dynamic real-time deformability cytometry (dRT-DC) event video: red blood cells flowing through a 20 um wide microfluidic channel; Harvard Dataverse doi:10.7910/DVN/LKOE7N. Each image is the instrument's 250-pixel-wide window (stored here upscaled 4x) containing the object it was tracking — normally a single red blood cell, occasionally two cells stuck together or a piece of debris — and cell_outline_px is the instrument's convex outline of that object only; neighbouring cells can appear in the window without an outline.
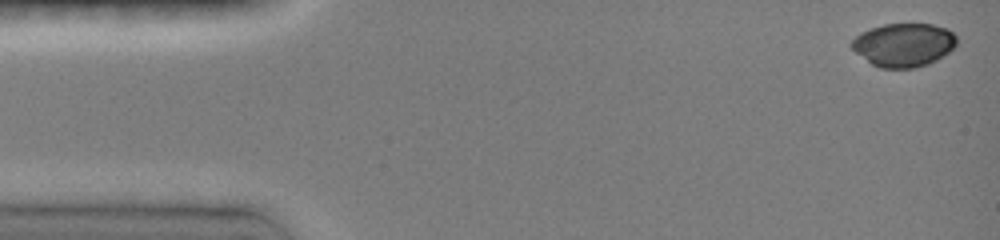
{"species": "common noctule bat (a hibernating species)", "species_latin": "Nyctalus noctula", "temperature_condition": "room temperature", "stored_images_in_passage": 8, "camera_frame_rate_fps": 3000, "um_per_image_px": 0.085, "animal": {"sex": "female", "body_mass_g": 19.0, "forearm_length_mm": 51.5}, "frame": {"image": 1, "passage_image": 1, "time_ms": 0.0, "image_size_px": [1000, 240], "cell_outline_px": [[956, 44], [948, 52], [936, 60], [928, 64], [916, 68], [880, 68], [872, 64], [856, 52], [848, 44], [860, 32], [884, 24], [932, 24], [948, 28], [956, 36]], "centroid_in_image_um": [76.81, 3.81], "position_along_channel_um": 8.2, "area_um2": 26.59}}
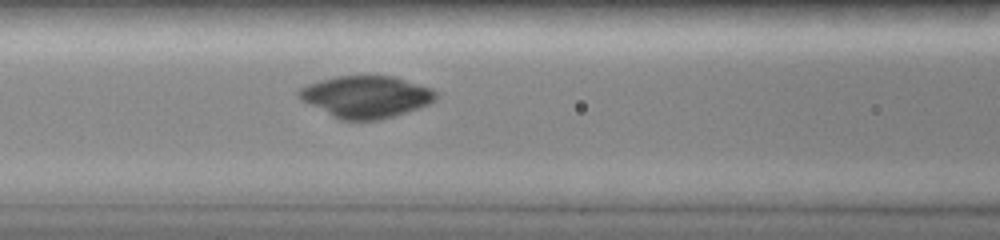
{"frame": {"image": 2, "passage_image": 8, "time_ms": 6.0, "image_size_px": [1000, 240], "cell_outline_px": [[436, 100], [420, 108], [380, 120], [340, 120], [300, 100], [296, 96], [296, 92], [300, 88], [308, 84], [320, 80], [336, 76], [396, 76], [432, 88], [436, 92]], "centroid_in_image_um": [31.1, 8.22], "position_along_channel_um": 135.5, "area_um2": 33.7}}